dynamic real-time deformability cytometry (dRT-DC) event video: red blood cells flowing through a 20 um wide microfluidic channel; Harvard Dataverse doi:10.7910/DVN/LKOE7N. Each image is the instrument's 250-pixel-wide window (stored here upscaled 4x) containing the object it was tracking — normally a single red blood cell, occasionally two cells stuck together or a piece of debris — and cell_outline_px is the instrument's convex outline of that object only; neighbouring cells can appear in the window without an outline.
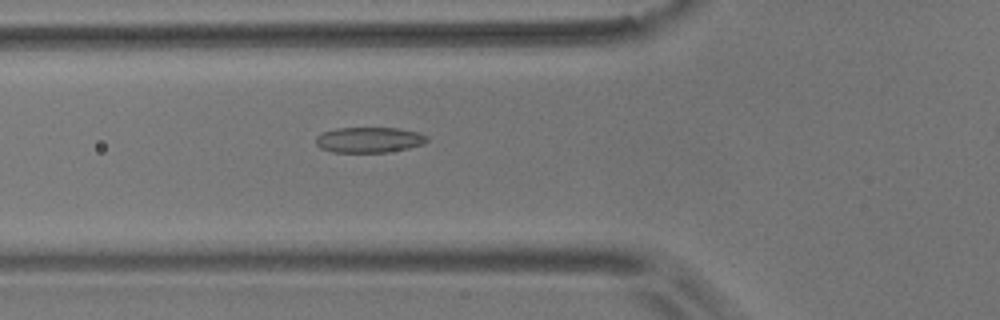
{"species": "common noctule bat (a hibernating species)", "species_latin": "Nyctalus noctula", "temperature_condition": "room temperature", "stored_images_in_passage": 26, "camera_frame_rate_fps": 3000, "um_per_image_px": 0.085, "animal": {"sex": "male", "body_mass_g": 17.9}, "frame": {"image": 1, "passage_image": 18, "time_ms": 5.667, "image_size_px": [1000, 320], "cell_outline_px": [[428, 140], [424, 144], [408, 148], [388, 152], [332, 152], [320, 148], [316, 144], [316, 136], [320, 132], [336, 128], [400, 128], [420, 132], [428, 136]], "centroid_in_image_um": [31.38, 11.88], "position_along_channel_um": 94.4, "area_um2": 16.76}}
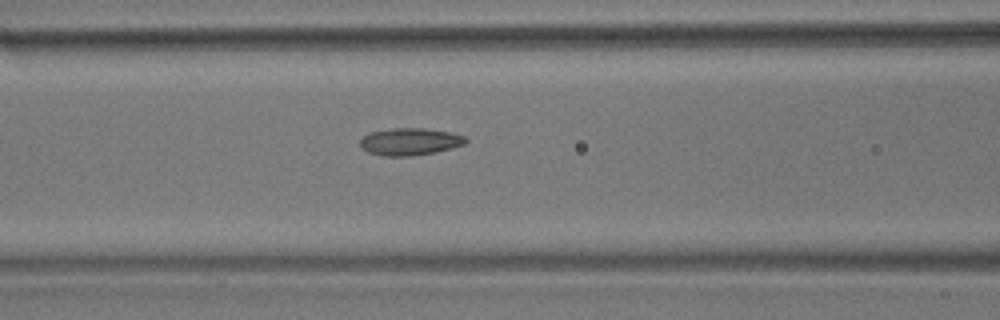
{"frame": {"image": 2, "passage_image": 21, "time_ms": 6.667, "image_size_px": [1000, 320], "cell_outline_px": [[468, 140], [464, 144], [452, 148], [412, 156], [384, 156], [368, 152], [360, 148], [360, 140], [368, 132], [392, 128], [424, 128], [448, 132], [464, 136]], "centroid_in_image_um": [34.79, 12.03], "position_along_channel_um": 131.8, "area_um2": 16.7}}
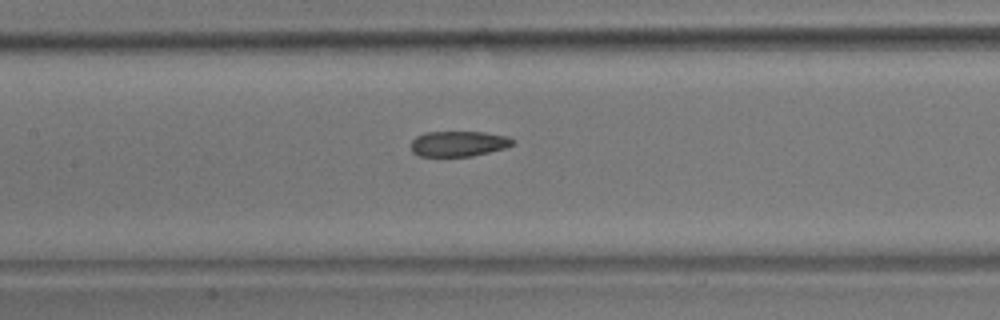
{"frame": {"image": 3, "passage_image": 24, "time_ms": 7.667, "image_size_px": [1000, 320], "cell_outline_px": [[516, 144], [504, 148], [472, 156], [420, 156], [412, 152], [412, 140], [416, 136], [424, 132], [484, 132], [508, 136], [516, 140]], "centroid_in_image_um": [39.01, 12.2], "position_along_channel_um": 168.4, "area_um2": 15.14}}